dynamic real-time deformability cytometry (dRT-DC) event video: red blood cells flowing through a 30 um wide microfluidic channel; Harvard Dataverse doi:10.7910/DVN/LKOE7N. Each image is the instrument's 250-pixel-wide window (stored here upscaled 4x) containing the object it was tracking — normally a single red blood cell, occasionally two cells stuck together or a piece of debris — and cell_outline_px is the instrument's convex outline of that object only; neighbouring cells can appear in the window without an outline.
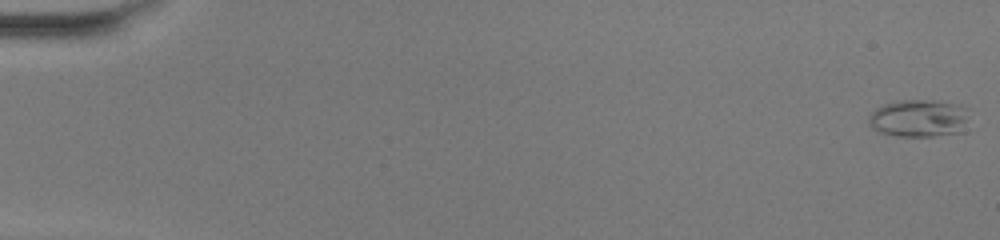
{"species": "common noctule bat (a hibernating species)", "species_latin": "Nyctalus noctula", "temperature_condition": "warm", "stored_images_in_passage": 51, "camera_frame_rate_fps": 3000, "um_per_image_px": 0.085, "animal": {"sex": "female", "body_mass_g": 20.0, "forearm_length_mm": 54.0}, "frame": {"image": 1, "passage_image": 1, "time_ms": 0.0, "image_size_px": [1000, 240], "cell_outline_px": [[968, 108], [964, 132], [932, 136], [900, 136], [880, 132], [872, 128], [868, 124], [868, 116], [876, 108], [884, 104], [900, 100], [932, 100], [964, 104]], "centroid_in_image_um": [78.13, 10.04], "position_along_channel_um": 6.9, "area_um2": 22.25}}
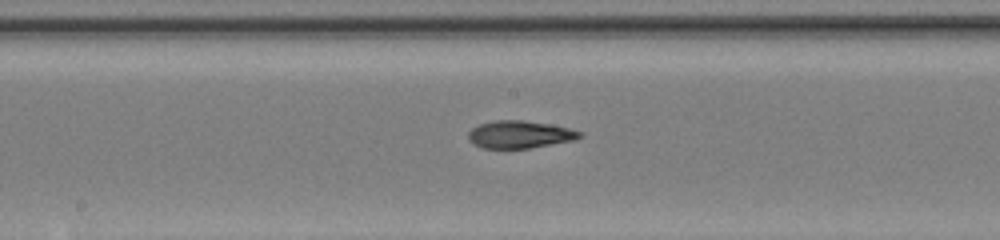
{"frame": {"image": 2, "passage_image": 28, "time_ms": 9.0, "image_size_px": [1000, 240], "cell_outline_px": [[584, 136], [576, 140], [532, 148], [480, 148], [472, 144], [468, 140], [468, 132], [472, 128], [480, 124], [496, 120], [524, 120], [548, 124], [568, 128], [584, 132]], "centroid_in_image_um": [44.2, 11.44], "position_along_channel_um": 204.0, "area_um2": 18.09}}
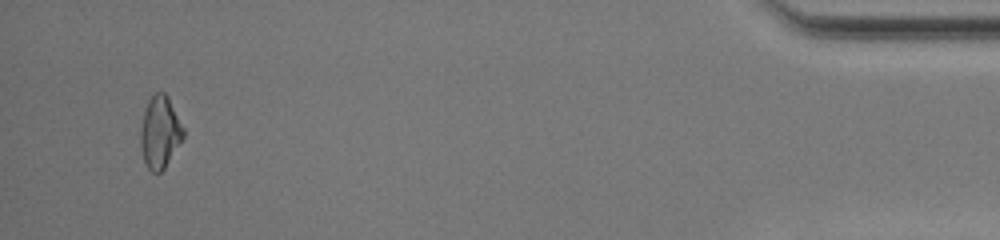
{"frame": {"image": 3, "passage_image": 49, "time_ms": 16.0, "image_size_px": [1000, 240], "cell_outline_px": [[184, 136], [164, 168], [160, 172], [152, 172], [148, 168], [144, 160], [140, 144], [140, 128], [144, 108], [148, 100], [156, 92], [164, 92], [168, 96], [184, 128]], "centroid_in_image_um": [13.58, 11.2], "position_along_channel_um": 421.6, "area_um2": 17.92}, "authors_computed_cell_mechanics": {"area_um2": 18.5538, "velocity_mm_per_s": 4.1531, "shape_relaxation_time_tau1_ms": null, "shape_relaxation_time_tau2_ms": 2.5599, "deformation_change_tau1": null, "deformation_change_tau2": 0.0889}}